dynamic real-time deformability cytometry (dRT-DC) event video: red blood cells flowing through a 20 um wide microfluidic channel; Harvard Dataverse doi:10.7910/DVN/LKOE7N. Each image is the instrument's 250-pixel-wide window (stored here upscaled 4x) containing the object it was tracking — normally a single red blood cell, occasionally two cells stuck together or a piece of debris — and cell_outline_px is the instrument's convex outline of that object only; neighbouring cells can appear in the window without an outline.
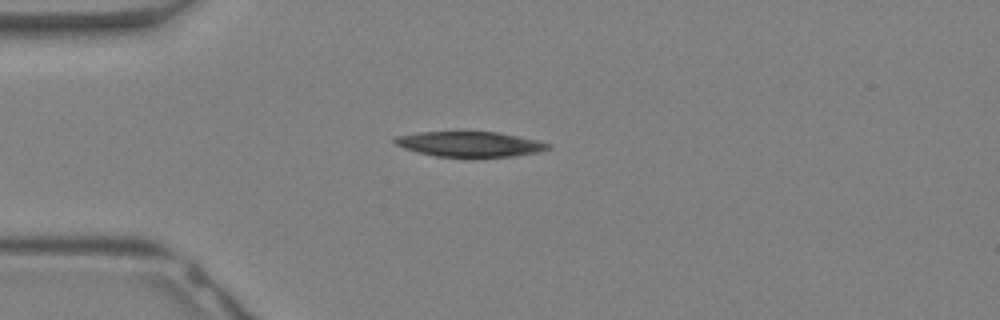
{"species": "Egyptian fruit bat (a non-hibernating species)", "species_latin": "Rousettus aegyptiacus", "temperature_condition": "warm", "stored_images_in_passage": 26, "camera_frame_rate_fps": 3000, "um_per_image_px": 0.085, "animal": {"sex": "female"}, "frame": {"image": 1, "passage_image": 2, "time_ms": 0.333, "image_size_px": [1000, 320], "cell_outline_px": [[552, 148], [536, 152], [516, 156], [436, 156], [404, 148], [396, 144], [392, 140], [396, 136], [420, 132], [496, 132], [536, 140], [552, 144]], "centroid_in_image_um": [39.94, 12.24], "position_along_channel_um": 45.1, "area_um2": 22.02}}
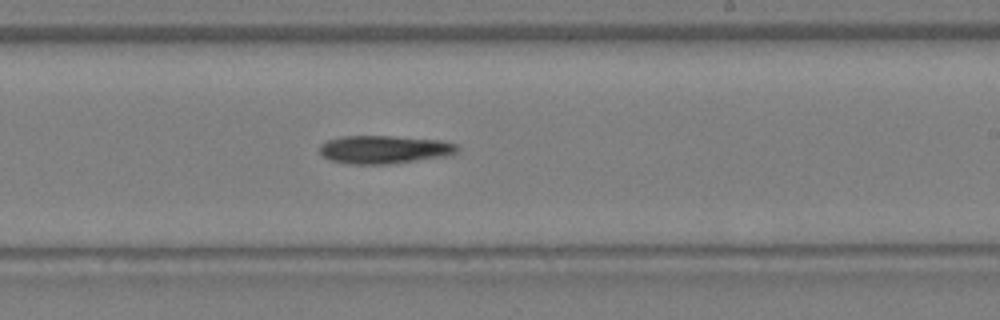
{"frame": {"image": 2, "passage_image": 13, "time_ms": 4.0, "image_size_px": [1000, 320], "cell_outline_px": [[460, 148], [456, 152], [448, 156], [388, 164], [348, 164], [328, 160], [320, 152], [320, 144], [328, 140], [340, 136], [392, 136], [440, 140], [456, 144]], "centroid_in_image_um": [32.65, 12.71], "position_along_channel_um": 256.4, "area_um2": 22.66}}
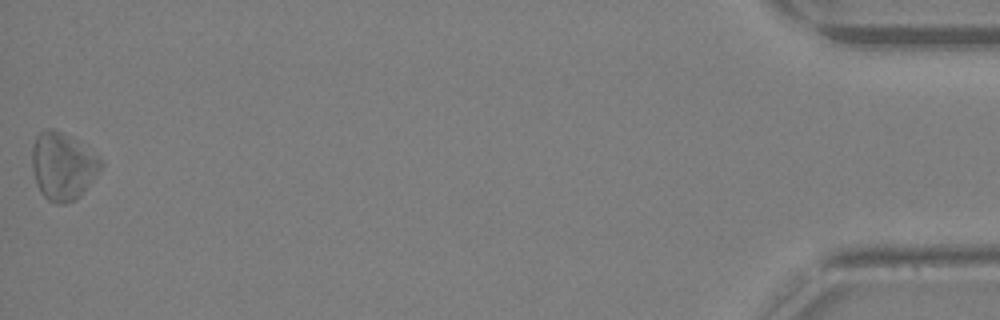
{"frame": {"image": 3, "passage_image": 26, "time_ms": 8.333, "image_size_px": [1000, 320], "cell_outline_px": [[104, 164], [80, 196], [76, 200], [64, 204], [56, 204], [48, 200], [40, 192], [36, 184], [32, 168], [32, 144], [36, 136], [40, 132], [48, 128], [52, 128], [68, 136], [96, 156]], "centroid_in_image_um": [5.28, 14.16], "position_along_channel_um": 429.9, "area_um2": 26.59}}